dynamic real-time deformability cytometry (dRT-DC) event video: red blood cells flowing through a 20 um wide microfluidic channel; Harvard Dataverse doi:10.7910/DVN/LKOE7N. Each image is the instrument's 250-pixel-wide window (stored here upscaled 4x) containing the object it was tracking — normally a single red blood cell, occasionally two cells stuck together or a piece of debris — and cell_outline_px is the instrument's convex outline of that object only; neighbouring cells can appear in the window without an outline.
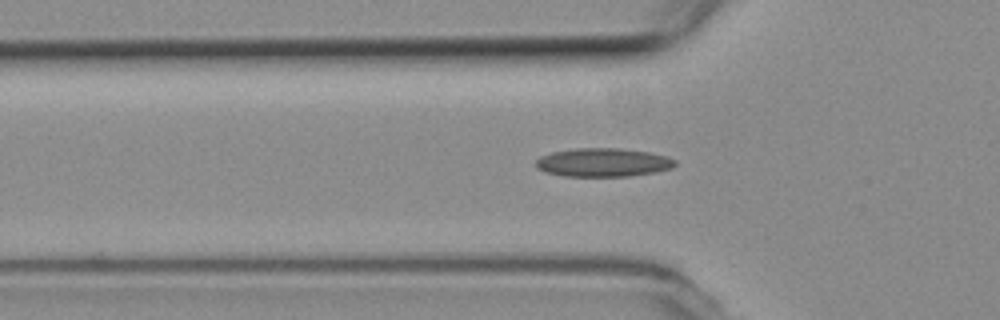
{"species": "common noctule bat (a hibernating species)", "species_latin": "Nyctalus noctula", "temperature_condition": "room temperature", "stored_images_in_passage": 5, "camera_frame_rate_fps": 3000, "um_per_image_px": 0.085, "animal": {"sex": "female", "body_mass_g": 19.3, "forearm_length_mm": 54.1}, "frame": {"image": 1, "passage_image": 3, "time_ms": 0.667, "image_size_px": [1000, 320], "cell_outline_px": [[676, 164], [672, 168], [656, 172], [628, 176], [564, 176], [544, 172], [536, 168], [536, 160], [540, 156], [552, 152], [576, 148], [620, 148], [648, 152], [668, 156], [676, 160]], "centroid_in_image_um": [51.26, 13.81], "position_along_channel_um": 74.5, "area_um2": 23.29}}